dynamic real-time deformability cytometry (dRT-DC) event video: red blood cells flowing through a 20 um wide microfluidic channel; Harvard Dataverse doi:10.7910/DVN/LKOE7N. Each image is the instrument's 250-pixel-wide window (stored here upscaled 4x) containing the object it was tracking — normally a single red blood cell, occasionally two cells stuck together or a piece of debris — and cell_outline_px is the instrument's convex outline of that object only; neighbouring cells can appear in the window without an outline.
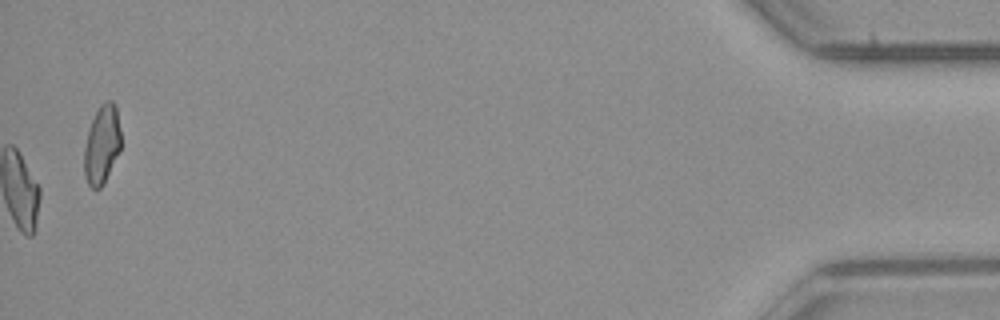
{"species": "common noctule bat (a hibernating species)", "species_latin": "Nyctalus noctula", "temperature_condition": "room temperature", "stored_images_in_passage": 41, "camera_frame_rate_fps": 3000, "um_per_image_px": 0.085, "animal": {"sex": "male", "body_mass_g": 23.1, "forearm_length_mm": 52.7}, "frame": {"image": 1, "passage_image": 41, "time_ms": 13.333, "image_size_px": [1000, 320], "cell_outline_px": [[120, 148], [104, 184], [100, 188], [92, 188], [88, 184], [84, 176], [84, 148], [88, 132], [92, 120], [100, 104], [104, 100], [112, 100], [116, 104], [120, 132]], "centroid_in_image_um": [8.65, 12.27], "position_along_channel_um": 426.5, "area_um2": 16.76}, "authors_computed_cell_mechanics": {"area_um2": 18.207, "velocity_mm_per_s": 3.9517, "shape_relaxation_time_tau1_ms": null, "shape_relaxation_time_tau2_ms": 5.8801, "deformation_change_tau1": null, "deformation_change_tau2": 0.1579}}